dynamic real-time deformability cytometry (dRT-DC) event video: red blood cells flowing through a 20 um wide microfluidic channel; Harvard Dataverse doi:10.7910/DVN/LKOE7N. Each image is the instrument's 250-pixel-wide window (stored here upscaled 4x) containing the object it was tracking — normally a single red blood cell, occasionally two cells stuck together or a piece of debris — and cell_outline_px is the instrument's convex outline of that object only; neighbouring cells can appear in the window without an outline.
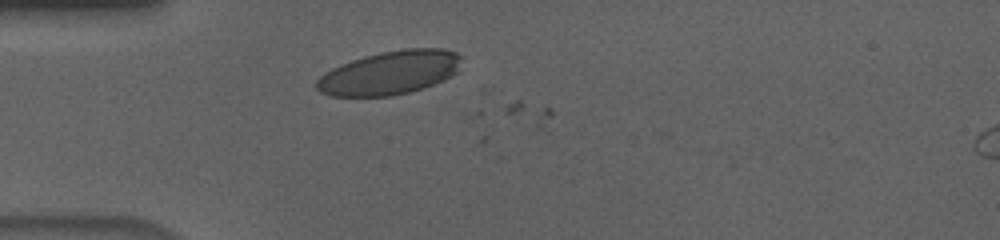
{"species": "human", "species_latin": "Homo sapiens", "temperature_condition": "cold", "stored_images_in_passage": 6, "camera_frame_rate_fps": 3000, "um_per_image_px": 0.085, "donor": {"sex": "male"}, "frame": {"image": 1, "passage_image": 1, "time_ms": 0.0, "image_size_px": [1000, 240], "cell_outline_px": [[464, 56], [460, 72], [444, 80], [424, 88], [392, 96], [328, 96], [320, 92], [316, 88], [316, 80], [324, 72], [340, 64], [364, 56], [380, 52], [404, 48], [444, 48], [456, 52]], "centroid_in_image_um": [33.19, 6.17], "position_along_channel_um": 51.8, "area_um2": 37.57}}